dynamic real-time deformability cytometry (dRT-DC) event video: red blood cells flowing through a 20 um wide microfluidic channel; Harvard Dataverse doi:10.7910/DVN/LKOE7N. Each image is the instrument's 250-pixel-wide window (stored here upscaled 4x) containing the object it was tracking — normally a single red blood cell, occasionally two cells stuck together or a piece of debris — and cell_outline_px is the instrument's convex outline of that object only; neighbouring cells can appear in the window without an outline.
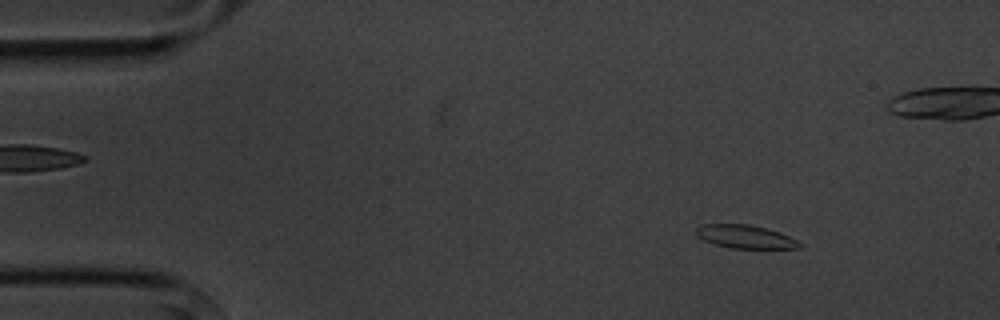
{"species": "common noctule bat (a hibernating species)", "species_latin": "Nyctalus noctula", "temperature_condition": "cold", "stored_images_in_passage": 5, "camera_frame_rate_fps": 3000, "um_per_image_px": 0.085, "animal": {"sex": "male", "body_mass_g": 20.1, "forearm_length_mm": 53.5}, "frame": {"image": 1, "passage_image": 2, "time_ms": 1.0, "image_size_px": [1000, 320], "cell_outline_px": [[800, 244], [796, 248], [732, 248], [716, 244], [704, 240], [696, 232], [696, 228], [700, 224], [748, 224], [780, 232], [796, 240]], "centroid_in_image_um": [63.31, 20.1], "position_along_channel_um": 21.7, "area_um2": 13.64}}